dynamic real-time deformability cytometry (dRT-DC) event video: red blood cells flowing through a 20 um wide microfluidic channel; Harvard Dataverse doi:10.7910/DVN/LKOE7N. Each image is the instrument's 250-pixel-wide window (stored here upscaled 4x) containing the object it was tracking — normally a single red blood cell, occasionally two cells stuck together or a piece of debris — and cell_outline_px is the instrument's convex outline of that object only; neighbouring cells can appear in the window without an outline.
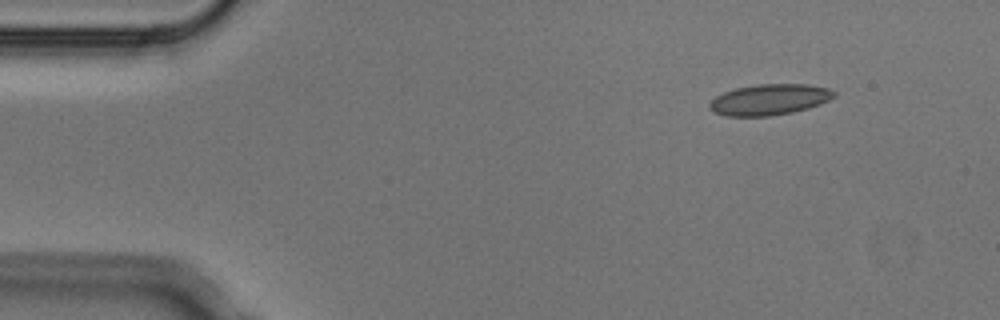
{"species": "Egyptian fruit bat (a non-hibernating species)", "species_latin": "Rousettus aegyptiacus", "temperature_condition": "cold", "stored_images_in_passage": 4, "camera_frame_rate_fps": 3000, "um_per_image_px": 0.085, "animal": {"sex": "male"}, "frame": {"image": 1, "passage_image": 1, "time_ms": 0.0, "image_size_px": [1000, 320], "cell_outline_px": [[836, 96], [820, 104], [808, 108], [792, 112], [772, 116], [724, 116], [708, 108], [708, 104], [716, 96], [724, 92], [736, 88], [760, 84], [808, 84], [828, 88], [836, 92]], "centroid_in_image_um": [65.41, 8.46], "position_along_channel_um": 19.6, "area_um2": 22.43}}